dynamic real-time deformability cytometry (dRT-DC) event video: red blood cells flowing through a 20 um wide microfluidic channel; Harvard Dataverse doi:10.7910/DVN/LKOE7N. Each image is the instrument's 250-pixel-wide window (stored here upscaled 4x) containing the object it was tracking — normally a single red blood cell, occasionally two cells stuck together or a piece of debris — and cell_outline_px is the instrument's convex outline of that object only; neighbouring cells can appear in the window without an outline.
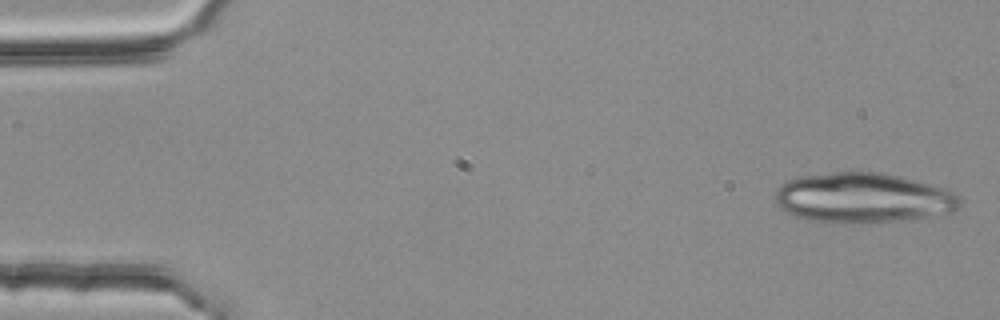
{"species": "common noctule bat (a hibernating species)", "species_latin": "Nyctalus noctula", "temperature_condition": "room temperature", "stored_images_in_passage": 3, "camera_frame_rate_fps": 3000, "um_per_image_px": 0.085, "animal": {"sex": "female", "body_mass_g": 25.1}, "frame": {"image": 1, "passage_image": 1, "time_ms": 0.0, "image_size_px": [1000, 320], "cell_outline_px": [[960, 208], [952, 212], [912, 220], [808, 220], [784, 212], [780, 208], [776, 200], [776, 192], [788, 180], [800, 176], [832, 172], [884, 172], [948, 188], [956, 192], [960, 200]], "centroid_in_image_um": [73.44, 16.77], "position_along_channel_um": 11.6, "area_um2": 53.0}}